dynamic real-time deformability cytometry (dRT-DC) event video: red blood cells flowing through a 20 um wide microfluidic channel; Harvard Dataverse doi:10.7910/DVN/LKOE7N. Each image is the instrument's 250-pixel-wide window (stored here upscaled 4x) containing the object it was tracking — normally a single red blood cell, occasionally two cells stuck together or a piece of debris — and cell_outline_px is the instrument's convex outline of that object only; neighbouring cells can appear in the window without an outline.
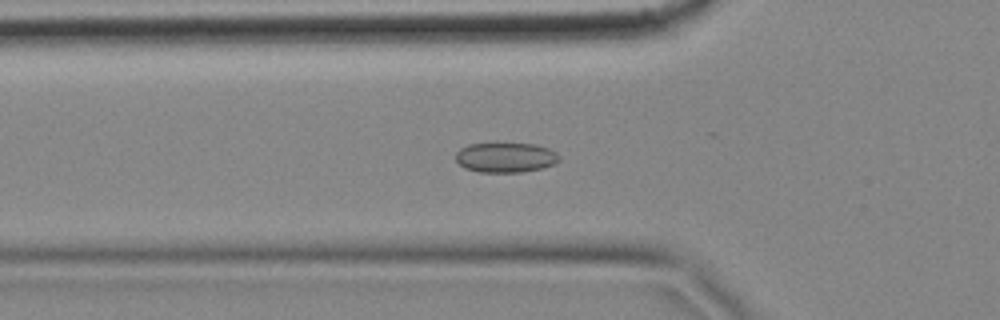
{"species": "common noctule bat (a hibernating species)", "species_latin": "Nyctalus noctula", "temperature_condition": "cold", "stored_images_in_passage": 57, "camera_frame_rate_fps": 3000, "um_per_image_px": 0.085, "animal": {"sex": "female", "body_mass_g": 18.4}, "frame": {"image": 1, "passage_image": 19, "time_ms": 6.0, "image_size_px": [1000, 320], "cell_outline_px": [[560, 160], [544, 168], [520, 172], [480, 172], [464, 168], [456, 160], [456, 152], [460, 148], [468, 144], [536, 144], [548, 148], [556, 152], [560, 156]], "centroid_in_image_um": [42.98, 13.39], "position_along_channel_um": 82.8, "area_um2": 17.98}}
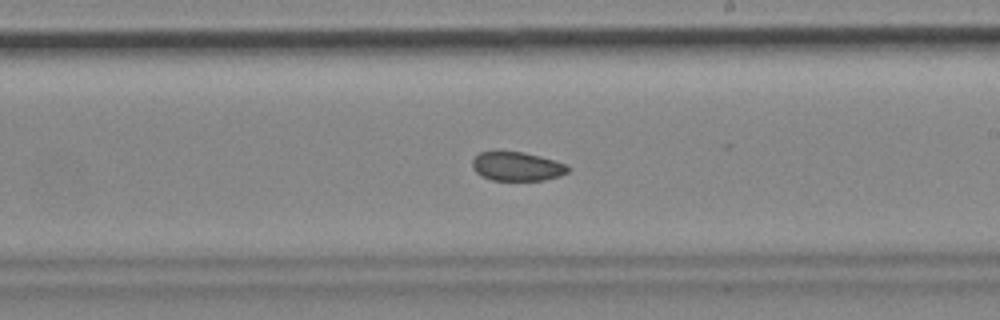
{"frame": {"image": 2, "passage_image": 33, "time_ms": 10.667, "image_size_px": [1000, 320], "cell_outline_px": [[572, 168], [568, 172], [560, 176], [544, 180], [492, 180], [480, 176], [472, 168], [472, 160], [480, 152], [524, 152], [540, 156], [568, 164]], "centroid_in_image_um": [43.98, 14.15], "position_along_channel_um": 245.0, "area_um2": 16.24}}
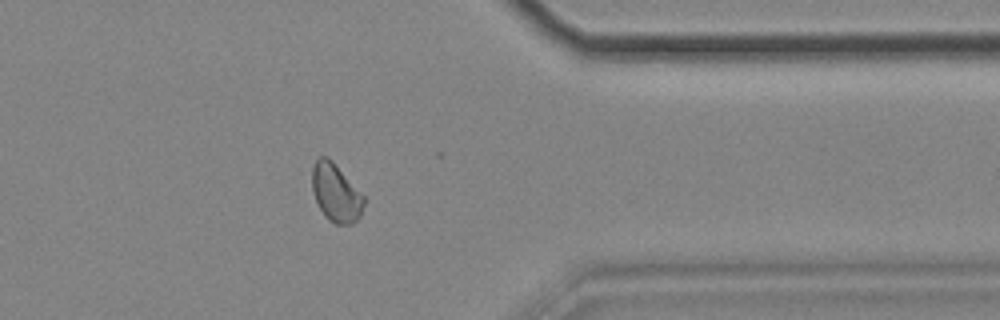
{"frame": {"image": 3, "passage_image": 46, "time_ms": 15.0, "image_size_px": [1000, 320], "cell_outline_px": [[364, 204], [360, 216], [352, 224], [336, 224], [328, 220], [324, 216], [316, 200], [312, 188], [312, 168], [316, 160], [320, 156], [324, 156], [332, 160], [364, 196]], "centroid_in_image_um": [28.54, 16.4], "position_along_channel_um": 382.9, "area_um2": 17.34}, "authors_computed_cell_mechanics": {"area_um2": 17.8024, "velocity_mm_per_s": 3.4759, "shape_relaxation_time_tau1_ms": null, "shape_relaxation_time_tau2_ms": 2.531, "deformation_change_tau1": null, "deformation_change_tau2": 0.0505}}